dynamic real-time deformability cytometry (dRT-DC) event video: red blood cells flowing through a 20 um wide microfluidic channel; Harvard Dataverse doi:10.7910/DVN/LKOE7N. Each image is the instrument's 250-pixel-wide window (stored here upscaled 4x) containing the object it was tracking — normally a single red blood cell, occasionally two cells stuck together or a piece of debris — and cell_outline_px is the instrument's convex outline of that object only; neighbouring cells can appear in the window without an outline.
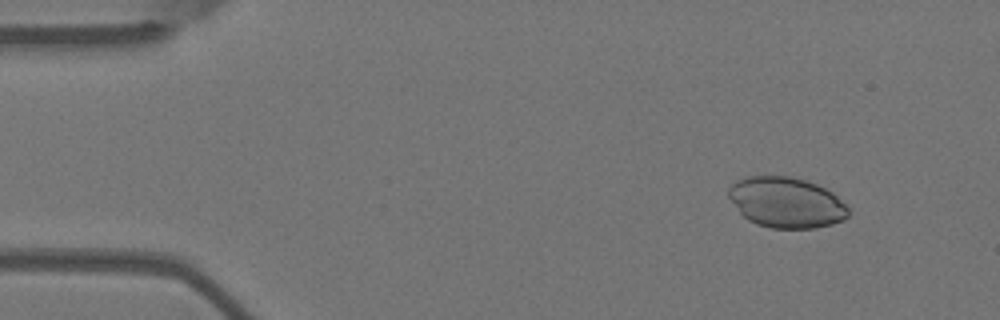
{"species": "Egyptian fruit bat (a non-hibernating species)", "species_latin": "Rousettus aegyptiacus", "temperature_condition": "warm", "stored_images_in_passage": 4, "camera_frame_rate_fps": 3000, "um_per_image_px": 0.085, "animal": {"sex": "female"}, "frame": {"image": 1, "passage_image": 1, "time_ms": 0.0, "image_size_px": [1000, 320], "cell_outline_px": [[848, 216], [844, 220], [832, 224], [816, 228], [772, 228], [756, 224], [748, 220], [740, 212], [728, 196], [728, 188], [736, 180], [748, 176], [788, 176], [804, 180], [816, 184], [832, 192], [848, 208]], "centroid_in_image_um": [66.82, 17.21], "position_along_channel_um": 18.2, "area_um2": 35.14}}